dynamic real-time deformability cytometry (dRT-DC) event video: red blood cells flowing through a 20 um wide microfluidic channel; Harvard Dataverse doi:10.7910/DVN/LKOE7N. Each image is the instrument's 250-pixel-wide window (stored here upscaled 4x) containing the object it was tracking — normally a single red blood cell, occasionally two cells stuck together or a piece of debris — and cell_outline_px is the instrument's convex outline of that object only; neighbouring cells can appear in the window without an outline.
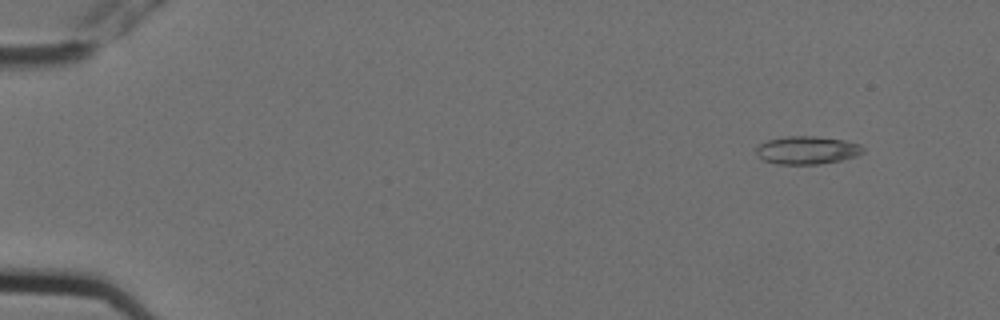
{"species": "Egyptian fruit bat (a non-hibernating species)", "species_latin": "Rousettus aegyptiacus", "temperature_condition": "cold", "stored_images_in_passage": 7, "camera_frame_rate_fps": 3000, "um_per_image_px": 0.085, "animal": {"sex": "female"}, "frame": {"image": 1, "passage_image": 2, "time_ms": 0.333, "image_size_px": [1000, 320], "cell_outline_px": [[864, 152], [856, 156], [840, 160], [820, 164], [776, 164], [764, 160], [756, 156], [756, 148], [760, 144], [768, 140], [784, 136], [816, 136], [844, 140], [860, 144], [864, 148]], "centroid_in_image_um": [68.59, 12.76], "position_along_channel_um": 16.4, "area_um2": 17.51}}
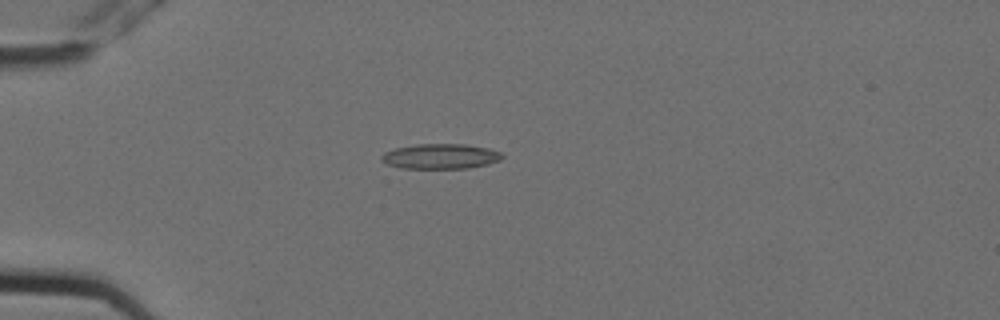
{"frame": {"image": 2, "passage_image": 5, "time_ms": 1.333, "image_size_px": [1000, 320], "cell_outline_px": [[504, 156], [500, 160], [488, 164], [468, 168], [400, 168], [388, 164], [380, 160], [380, 156], [384, 152], [396, 148], [416, 144], [464, 144], [488, 148], [500, 152]], "centroid_in_image_um": [37.43, 13.29], "position_along_channel_um": 47.6, "area_um2": 17.63}}